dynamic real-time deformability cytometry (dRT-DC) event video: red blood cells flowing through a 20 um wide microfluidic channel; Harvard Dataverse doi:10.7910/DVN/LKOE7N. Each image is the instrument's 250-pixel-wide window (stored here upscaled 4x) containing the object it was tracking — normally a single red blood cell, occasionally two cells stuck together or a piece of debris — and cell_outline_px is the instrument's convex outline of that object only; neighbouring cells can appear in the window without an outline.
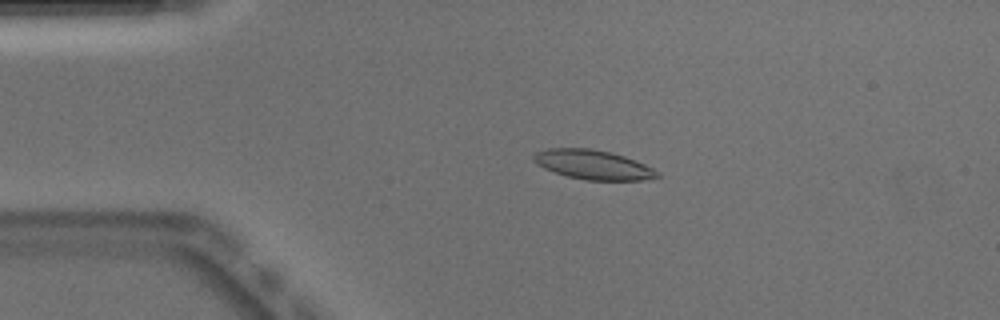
{"species": "Egyptian fruit bat (a non-hibernating species)", "species_latin": "Rousettus aegyptiacus", "temperature_condition": "warm", "stored_images_in_passage": 51, "camera_frame_rate_fps": 3000, "um_per_image_px": 0.085, "animal": {"sex": "male"}, "frame": {"image": 1, "passage_image": 11, "time_ms": 3.333, "image_size_px": [1000, 320], "cell_outline_px": [[660, 176], [644, 180], [584, 180], [568, 176], [544, 168], [536, 164], [532, 160], [532, 156], [536, 152], [548, 148], [592, 148], [612, 152], [636, 160], [660, 172]], "centroid_in_image_um": [50.41, 13.99], "position_along_channel_um": 34.6, "area_um2": 21.27}}
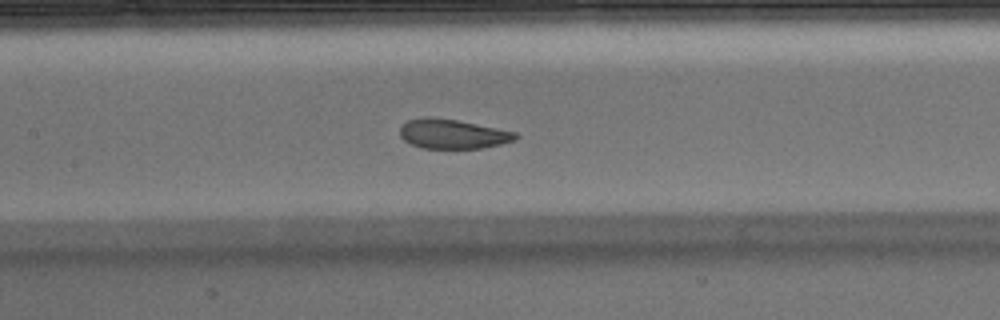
{"frame": {"image": 2, "passage_image": 24, "time_ms": 7.667, "image_size_px": [1000, 320], "cell_outline_px": [[520, 136], [516, 140], [500, 144], [480, 148], [420, 148], [404, 140], [400, 136], [400, 128], [408, 120], [424, 116], [432, 116], [456, 120], [516, 132]], "centroid_in_image_um": [38.47, 11.38], "position_along_channel_um": 168.9, "area_um2": 19.83}}
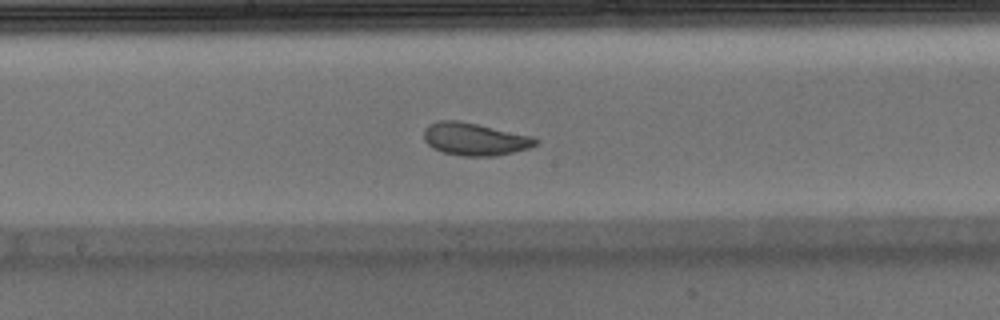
{"frame": {"image": 3, "passage_image": 27, "time_ms": 8.667, "image_size_px": [1000, 320], "cell_outline_px": [[540, 140], [536, 144], [528, 148], [496, 156], [460, 156], [444, 152], [432, 148], [424, 140], [424, 128], [428, 124], [436, 120], [460, 120], [532, 136]], "centroid_in_image_um": [40.31, 11.81], "position_along_channel_um": 207.9, "area_um2": 21.33}, "authors_computed_cell_mechanics": {"area_um2": 21.386, "velocity_mm_per_s": 3.9019, "shape_relaxation_time_tau1_ms": 3.6777, "shape_relaxation_time_tau2_ms": 1.2735, "deformation_change_tau1": 0.1226, "deformation_change_tau2": 0.0742}}